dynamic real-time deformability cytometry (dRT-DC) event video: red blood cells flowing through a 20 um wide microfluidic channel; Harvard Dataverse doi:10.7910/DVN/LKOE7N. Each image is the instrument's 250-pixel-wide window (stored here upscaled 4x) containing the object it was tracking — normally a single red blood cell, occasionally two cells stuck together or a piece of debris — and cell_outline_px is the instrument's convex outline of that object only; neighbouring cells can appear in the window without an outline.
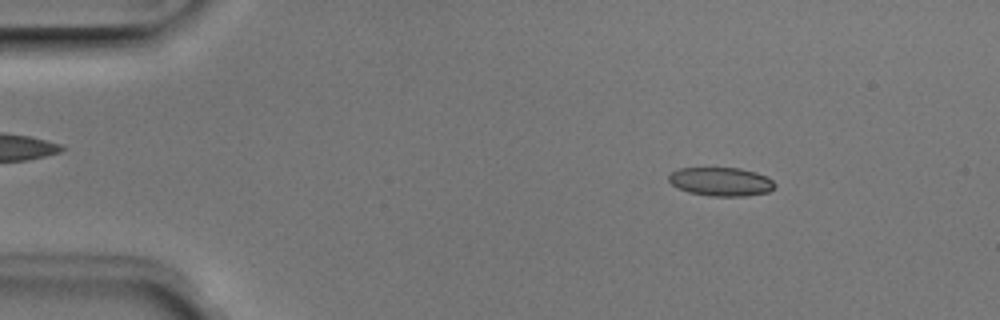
{"species": "Egyptian fruit bat (a non-hibernating species)", "species_latin": "Rousettus aegyptiacus", "temperature_condition": "room temperature", "stored_images_in_passage": 4, "camera_frame_rate_fps": 3000, "um_per_image_px": 0.085, "animal": {"sex": "male"}, "frame": {"image": 1, "passage_image": 2, "time_ms": 0.333, "image_size_px": [1000, 320], "cell_outline_px": [[776, 188], [768, 192], [744, 196], [708, 196], [688, 192], [672, 184], [668, 180], [668, 176], [672, 172], [680, 168], [740, 168], [756, 172], [768, 176], [776, 184]], "centroid_in_image_um": [61.32, 15.44], "position_along_channel_um": 23.7, "area_um2": 17.8}}
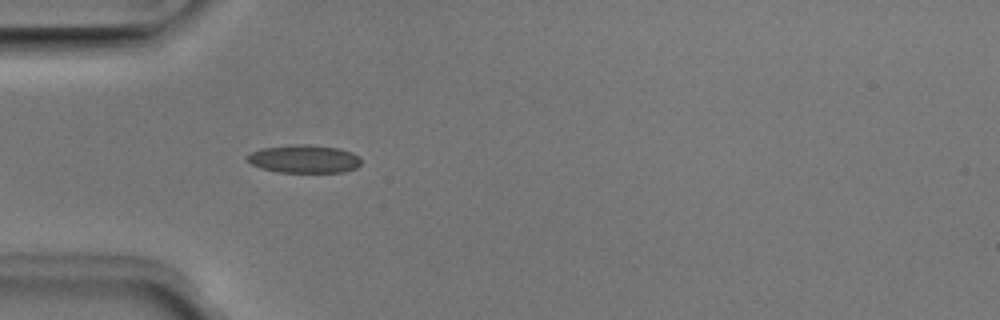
{"frame": {"image": 2, "passage_image": 4, "time_ms": 1.0, "image_size_px": [1000, 320], "cell_outline_px": [[360, 164], [356, 168], [344, 172], [280, 172], [260, 168], [252, 164], [248, 160], [248, 156], [252, 152], [260, 148], [292, 144], [312, 144], [340, 148], [352, 152], [360, 156]], "centroid_in_image_um": [25.89, 13.49], "position_along_channel_um": 59.1, "area_um2": 18.79}}